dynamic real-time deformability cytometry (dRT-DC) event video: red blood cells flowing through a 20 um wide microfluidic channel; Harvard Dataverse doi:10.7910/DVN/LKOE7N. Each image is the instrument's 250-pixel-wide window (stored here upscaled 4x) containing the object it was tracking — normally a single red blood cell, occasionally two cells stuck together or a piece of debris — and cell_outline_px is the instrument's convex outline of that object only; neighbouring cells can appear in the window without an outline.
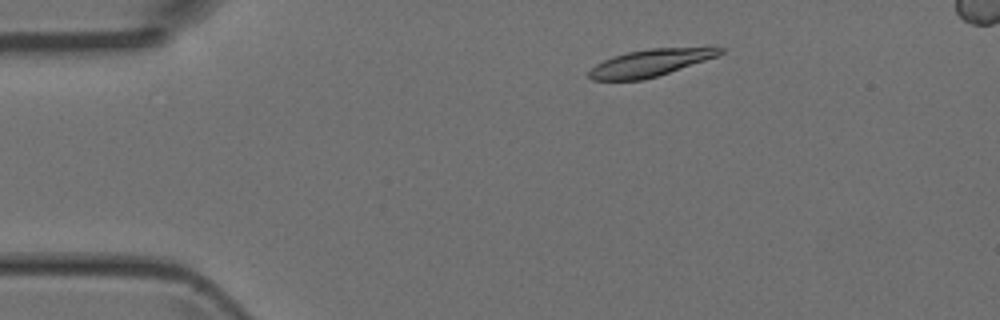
{"species": "Egyptian fruit bat (a non-hibernating species)", "species_latin": "Rousettus aegyptiacus", "temperature_condition": "room temperature", "stored_images_in_passage": 45, "camera_frame_rate_fps": 3000, "um_per_image_px": 0.085, "animal": {"sex": "female"}, "frame": {"image": 1, "passage_image": 5, "time_ms": 1.333, "image_size_px": [1000, 320], "cell_outline_px": [[724, 52], [716, 56], [644, 80], [592, 80], [588, 76], [588, 72], [596, 64], [612, 56], [628, 52], [652, 48], [716, 44], [724, 48]], "centroid_in_image_um": [55.38, 5.28], "position_along_channel_um": 29.6, "area_um2": 21.1}}
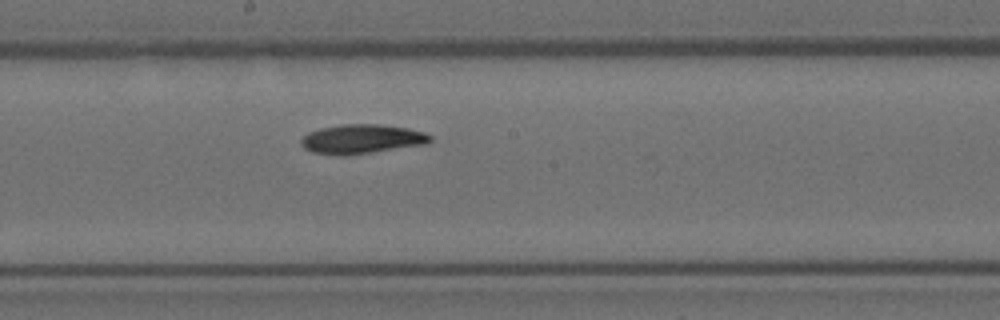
{"frame": {"image": 2, "passage_image": 23, "time_ms": 7.333, "image_size_px": [1000, 320], "cell_outline_px": [[432, 140], [428, 144], [344, 156], [312, 152], [304, 148], [300, 144], [300, 140], [308, 132], [320, 128], [340, 124], [380, 124], [408, 128], [424, 132], [432, 136]], "centroid_in_image_um": [30.75, 11.81], "position_along_channel_um": 217.4, "area_um2": 22.2}}
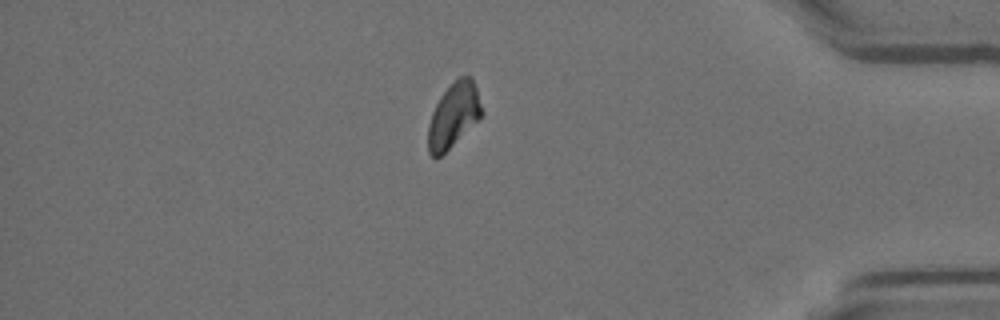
{"frame": {"image": 3, "passage_image": 39, "time_ms": 12.667, "image_size_px": [1000, 320], "cell_outline_px": [[484, 112], [480, 120], [436, 160], [428, 152], [428, 124], [432, 112], [440, 96], [460, 76], [472, 76]], "centroid_in_image_um": [38.57, 9.83], "position_along_channel_um": 396.6, "area_um2": 20.29}}